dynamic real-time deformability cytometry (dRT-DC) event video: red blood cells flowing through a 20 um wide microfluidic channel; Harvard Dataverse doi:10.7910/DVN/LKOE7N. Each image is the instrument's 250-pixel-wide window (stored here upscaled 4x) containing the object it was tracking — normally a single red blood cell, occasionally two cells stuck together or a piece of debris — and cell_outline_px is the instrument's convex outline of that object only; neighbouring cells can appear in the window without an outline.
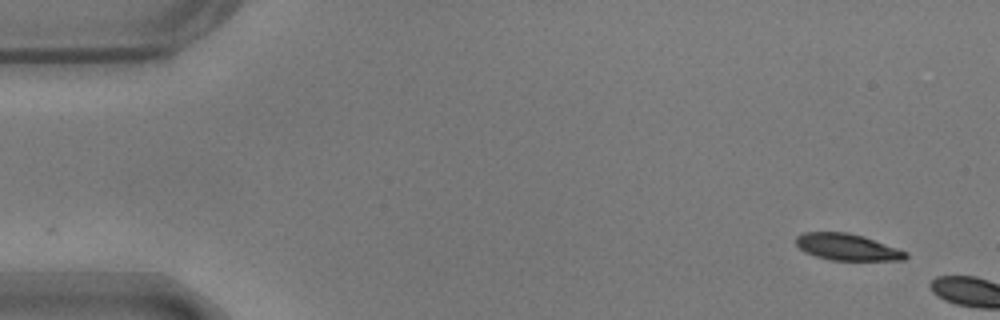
{"species": "common noctule bat (a hibernating species)", "species_latin": "Nyctalus noctula", "temperature_condition": "warm", "stored_images_in_passage": 4, "camera_frame_rate_fps": 3000, "um_per_image_px": 0.085, "animal": {"sex": "male", "body_mass_g": 17.9}, "frame": {"image": 1, "passage_image": 1, "time_ms": 0.0, "image_size_px": [1000, 320], "cell_outline_px": [[908, 256], [904, 260], [832, 260], [816, 256], [804, 252], [796, 244], [796, 236], [804, 232], [848, 232], [864, 236], [908, 252]], "centroid_in_image_um": [72.01, 20.99], "position_along_channel_um": 13.0, "area_um2": 16.99}}